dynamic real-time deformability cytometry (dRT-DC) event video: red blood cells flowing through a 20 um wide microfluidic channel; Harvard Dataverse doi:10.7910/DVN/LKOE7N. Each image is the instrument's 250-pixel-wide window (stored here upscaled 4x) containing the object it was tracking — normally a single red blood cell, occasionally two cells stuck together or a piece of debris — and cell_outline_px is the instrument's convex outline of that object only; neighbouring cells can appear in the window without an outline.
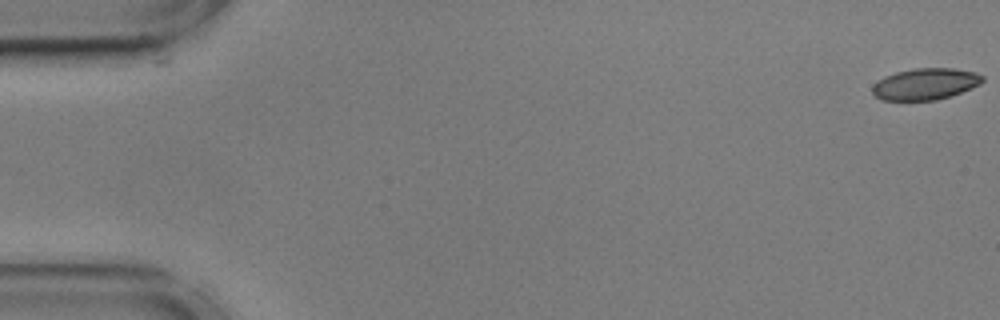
{"species": "common noctule bat (a hibernating species)", "species_latin": "Nyctalus noctula", "temperature_condition": "cold", "stored_images_in_passage": 56, "camera_frame_rate_fps": 3000, "um_per_image_px": 0.085, "animal": {"sex": "male", "body_mass_g": 17.9, "forearm_length_mm": 54.2}, "frame": {"image": 1, "passage_image": 1, "time_ms": 0.0, "image_size_px": [1000, 320], "cell_outline_px": [[984, 80], [980, 84], [972, 88], [936, 100], [880, 100], [872, 92], [872, 84], [884, 76], [896, 72], [912, 68], [952, 68], [976, 72], [984, 76]], "centroid_in_image_um": [78.64, 7.13], "position_along_channel_um": 6.4, "area_um2": 20.29}}
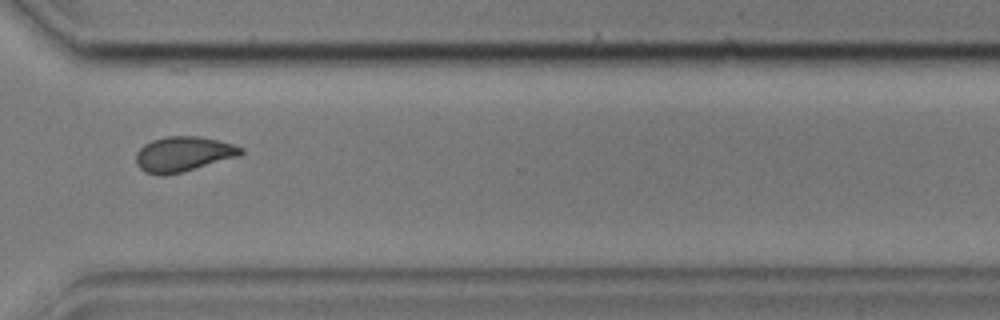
{"frame": {"image": 2, "passage_image": 42, "time_ms": 13.667, "image_size_px": [1000, 320], "cell_outline_px": [[244, 152], [240, 156], [180, 172], [164, 176], [160, 176], [144, 172], [136, 164], [136, 152], [144, 144], [152, 140], [168, 136], [200, 136], [232, 144], [244, 148]], "centroid_in_image_um": [15.56, 13.1], "position_along_channel_um": 355.0, "area_um2": 21.39}}
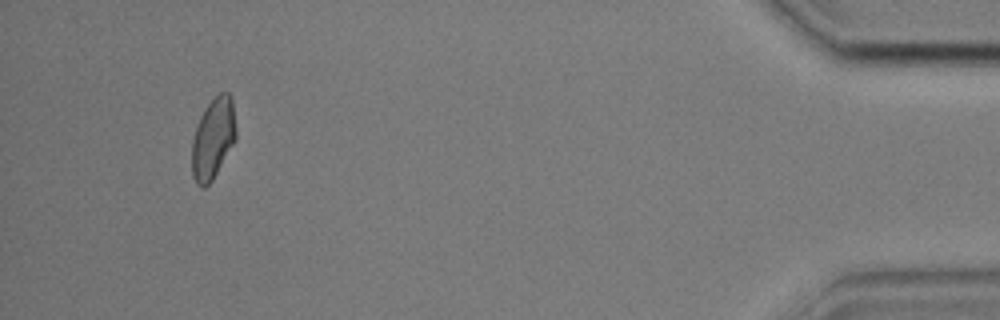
{"frame": {"image": 3, "passage_image": 53, "time_ms": 17.333, "image_size_px": [1000, 320], "cell_outline_px": [[236, 140], [212, 180], [204, 188], [196, 184], [192, 176], [192, 140], [200, 116], [204, 108], [220, 92], [228, 92], [232, 96], [236, 128]], "centroid_in_image_um": [18.12, 11.76], "position_along_channel_um": 417.1, "area_um2": 20.87}, "authors_computed_cell_mechanics": {"area_um2": 21.2126, "velocity_mm_per_s": 3.5792, "shape_relaxation_time_tau1_ms": 4.1608, "shape_relaxation_time_tau2_ms": 1.8243, "deformation_change_tau1": 0.1088, "deformation_change_tau2": 0.0532}}